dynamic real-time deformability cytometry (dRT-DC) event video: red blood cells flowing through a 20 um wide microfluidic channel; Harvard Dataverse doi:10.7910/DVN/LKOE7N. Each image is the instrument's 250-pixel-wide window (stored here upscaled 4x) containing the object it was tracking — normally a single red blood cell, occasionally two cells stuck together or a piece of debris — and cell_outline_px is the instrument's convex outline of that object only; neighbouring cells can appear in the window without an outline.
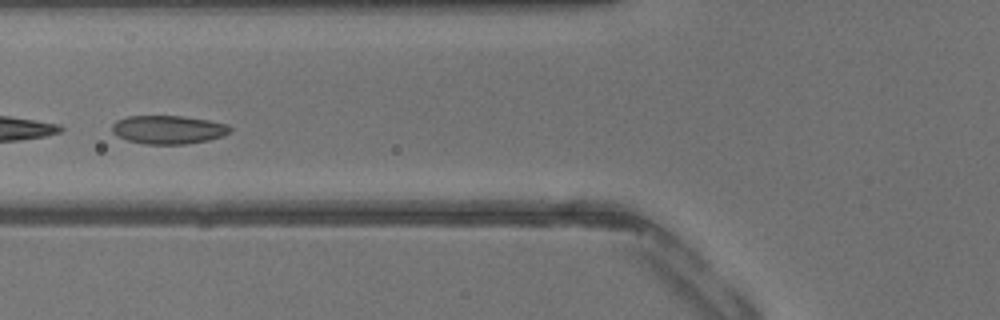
{"species": "common noctule bat (a hibernating species)", "species_latin": "Nyctalus noctula", "temperature_condition": "warm", "stored_images_in_passage": 27, "segment_of_instrument_passage": [2, 2], "camera_frame_rate_fps": 3000, "um_per_image_px": 0.085, "animal": {"sex": "male", "body_mass_g": 13.3}, "frame": {"image": 1, "passage_image": 17, "time_ms": 5.333, "image_size_px": [1000, 320], "cell_outline_px": [[232, 128], [228, 132], [220, 136], [208, 140], [188, 144], [144, 144], [128, 140], [116, 136], [112, 132], [112, 124], [116, 120], [128, 116], [180, 116], [208, 120], [228, 124]], "centroid_in_image_um": [14.26, 11.02], "position_along_channel_um": 111.5, "area_um2": 19.54}}
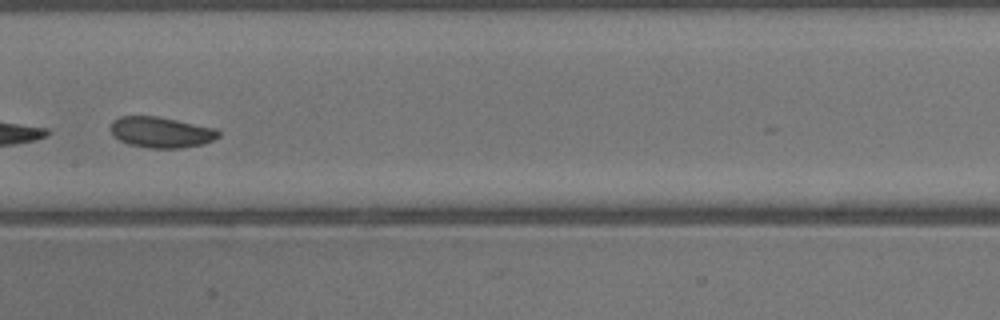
{"frame": {"image": 2, "passage_image": 22, "time_ms": 7.0, "image_size_px": [1000, 320], "cell_outline_px": [[220, 136], [204, 144], [180, 148], [148, 148], [128, 144], [112, 136], [108, 128], [112, 120], [120, 116], [156, 116], [216, 128], [220, 132]], "centroid_in_image_um": [13.64, 11.24], "position_along_channel_um": 193.8, "area_um2": 19.59}}